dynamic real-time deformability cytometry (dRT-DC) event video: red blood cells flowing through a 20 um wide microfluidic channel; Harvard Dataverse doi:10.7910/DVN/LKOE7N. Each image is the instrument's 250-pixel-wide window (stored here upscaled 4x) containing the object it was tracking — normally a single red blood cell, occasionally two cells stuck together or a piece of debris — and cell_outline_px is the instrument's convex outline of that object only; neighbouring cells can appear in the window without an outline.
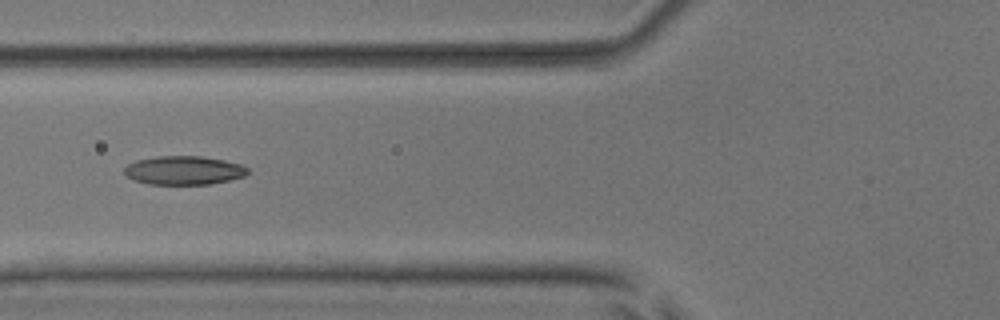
{"species": "common noctule bat (a hibernating species)", "species_latin": "Nyctalus noctula", "temperature_condition": "room temperature", "stored_images_in_passage": 7, "camera_frame_rate_fps": 3000, "um_per_image_px": 0.085, "animal": {"sex": "male", "body_mass_g": 17.9, "forearm_length_mm": 54.2}, "frame": {"image": 1, "passage_image": 6, "time_ms": 5.667, "image_size_px": [1000, 320], "cell_outline_px": [[248, 172], [244, 176], [212, 184], [148, 184], [132, 180], [124, 172], [124, 168], [128, 164], [136, 160], [156, 156], [200, 156], [224, 160], [240, 164], [248, 168]], "centroid_in_image_um": [15.6, 14.48], "position_along_channel_um": 110.2, "area_um2": 20.63}}
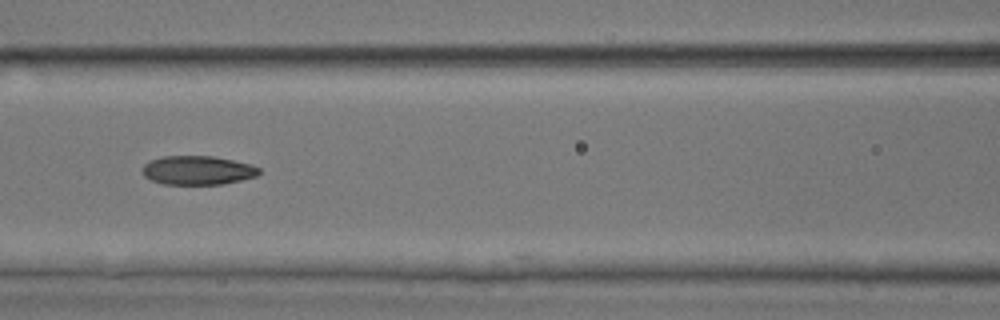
{"frame": {"image": 2, "passage_image": 7, "time_ms": 6.667, "image_size_px": [1000, 320], "cell_outline_px": [[260, 172], [256, 176], [224, 184], [164, 184], [152, 180], [144, 176], [144, 164], [148, 160], [160, 156], [212, 156], [232, 160], [248, 164], [260, 168]], "centroid_in_image_um": [16.78, 14.47], "position_along_channel_um": 149.8, "area_um2": 19.54}}